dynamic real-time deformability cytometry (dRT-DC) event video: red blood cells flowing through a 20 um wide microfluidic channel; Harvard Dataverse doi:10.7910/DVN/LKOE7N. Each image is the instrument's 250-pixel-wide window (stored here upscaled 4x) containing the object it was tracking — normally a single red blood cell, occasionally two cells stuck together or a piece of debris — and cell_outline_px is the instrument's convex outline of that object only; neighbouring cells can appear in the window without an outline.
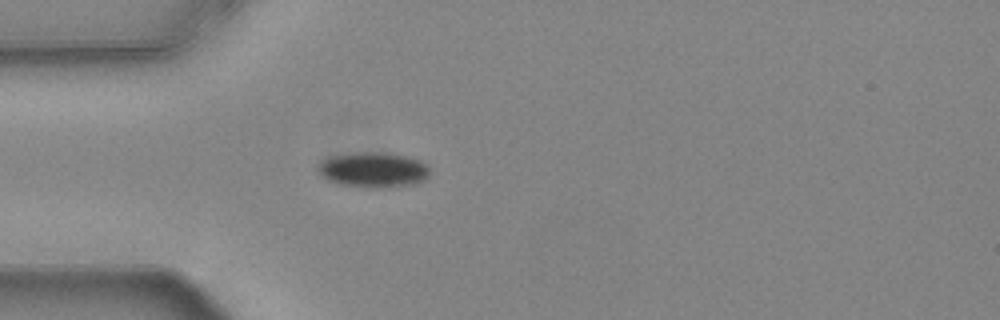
{"species": "common noctule bat (a hibernating species)", "species_latin": "Nyctalus noctula", "temperature_condition": "warm", "stored_images_in_passage": 39, "camera_frame_rate_fps": 3000, "um_per_image_px": 0.085, "animal": {"sex": "female", "body_mass_g": 24.6, "forearm_length_mm": 56.2}, "frame": {"image": 1, "passage_image": 1, "time_ms": 0.0, "image_size_px": [1000, 320], "cell_outline_px": [[428, 176], [424, 180], [412, 184], [388, 188], [372, 188], [340, 184], [328, 180], [320, 176], [316, 172], [316, 168], [320, 160], [328, 156], [360, 152], [372, 152], [404, 156], [420, 160], [428, 164]], "centroid_in_image_um": [31.66, 14.44], "position_along_channel_um": 53.3, "area_um2": 23.12}}
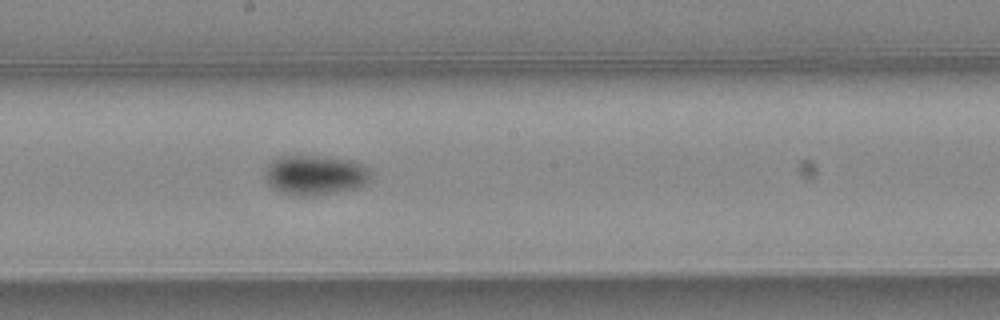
{"frame": {"image": 2, "passage_image": 15, "time_ms": 4.667, "image_size_px": [1000, 320], "cell_outline_px": [[372, 180], [360, 188], [316, 196], [292, 196], [280, 192], [272, 188], [268, 184], [264, 176], [264, 172], [268, 164], [276, 156], [324, 156], [352, 160], [368, 168], [372, 172]], "centroid_in_image_um": [26.8, 14.9], "position_along_channel_um": 221.4, "area_um2": 25.32}}
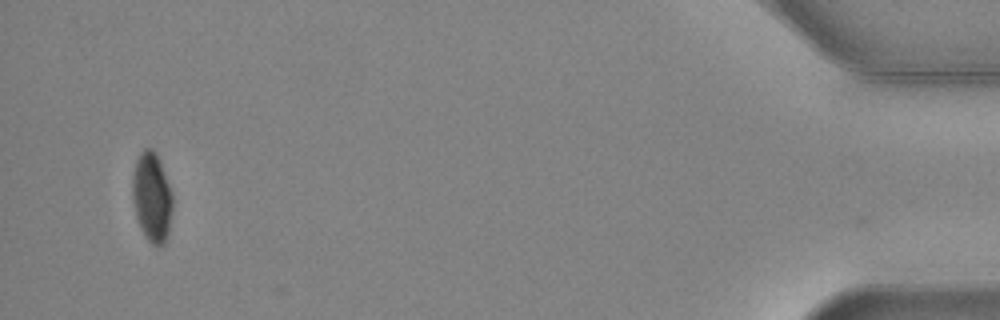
{"frame": {"image": 3, "passage_image": 38, "time_ms": 12.333, "image_size_px": [1000, 320], "cell_outline_px": [[172, 208], [168, 232], [164, 244], [160, 248], [152, 244], [148, 240], [140, 228], [136, 216], [132, 200], [132, 176], [136, 160], [140, 152], [144, 148], [152, 148], [156, 152], [172, 192]], "centroid_in_image_um": [12.9, 16.76], "position_along_channel_um": 422.3, "area_um2": 21.04}, "authors_computed_cell_mechanics": {"area_um2": 23.12, "velocity_mm_per_s": 3.7514, "shape_relaxation_time_tau1_ms": 5.5405, "shape_relaxation_time_tau2_ms": null, "deformation_change_tau1": 0.1239, "deformation_change_tau2": null}}